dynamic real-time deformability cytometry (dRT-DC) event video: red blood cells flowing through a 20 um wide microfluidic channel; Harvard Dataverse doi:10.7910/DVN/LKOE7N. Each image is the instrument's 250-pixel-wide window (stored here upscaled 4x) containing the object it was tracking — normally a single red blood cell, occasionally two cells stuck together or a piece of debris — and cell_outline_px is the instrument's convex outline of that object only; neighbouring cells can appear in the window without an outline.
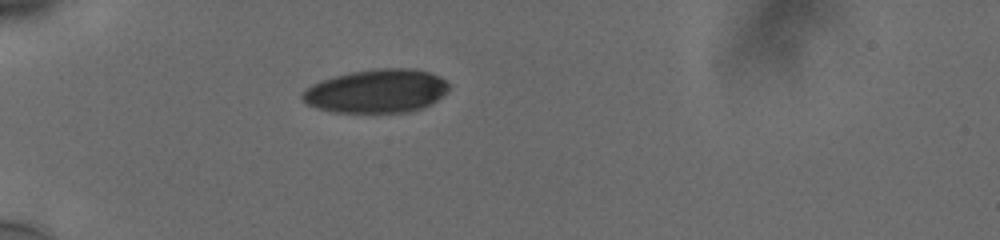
{"species": "human", "species_latin": "Homo sapiens", "temperature_condition": "cold", "stored_images_in_passage": 39, "camera_frame_rate_fps": 3000, "um_per_image_px": 0.085, "donor": {"sex": "male"}, "frame": {"image": 1, "passage_image": 1, "time_ms": 0.0, "image_size_px": [1000, 240], "cell_outline_px": [[448, 92], [432, 104], [424, 108], [408, 112], [332, 112], [308, 104], [300, 96], [300, 92], [304, 88], [312, 84], [332, 76], [352, 72], [376, 68], [412, 68], [428, 72], [440, 76], [448, 84]], "centroid_in_image_um": [32.02, 7.74], "position_along_channel_um": 53.0, "area_um2": 37.4}}
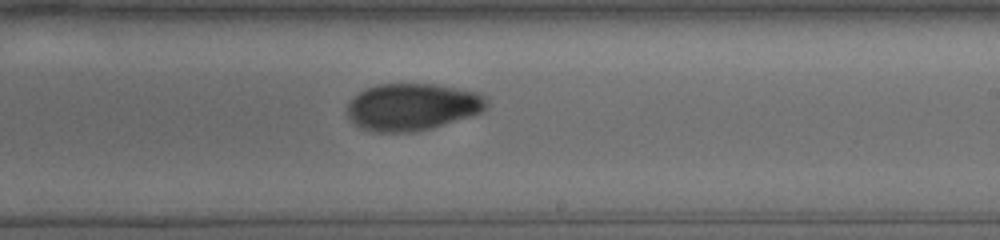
{"frame": {"image": 2, "passage_image": 19, "time_ms": 6.0, "image_size_px": [1000, 240], "cell_outline_px": [[488, 108], [480, 112], [432, 128], [412, 132], [372, 132], [360, 128], [352, 124], [348, 116], [348, 104], [352, 96], [376, 84], [436, 84], [480, 92], [488, 100]], "centroid_in_image_um": [35.03, 9.08], "position_along_channel_um": 254.0, "area_um2": 38.49}}
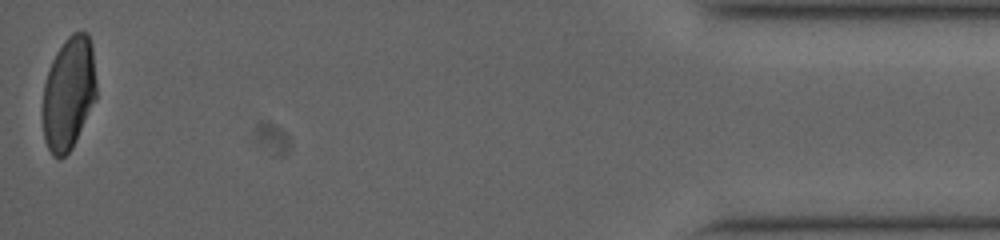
{"frame": {"image": 3, "passage_image": 39, "time_ms": 12.667, "image_size_px": [1000, 240], "cell_outline_px": [[96, 100], [72, 148], [60, 160], [52, 156], [44, 140], [44, 84], [52, 60], [56, 52], [64, 40], [72, 32], [88, 32], [92, 44], [96, 80]], "centroid_in_image_um": [5.86, 7.92], "position_along_channel_um": 429.3, "area_um2": 35.43}, "authors_computed_cell_mechanics": {"area_um2": 37.57, "velocity_mm_per_s": 3.7675, "shape_relaxation_time_tau1_ms": 8.1911, "shape_relaxation_time_tau2_ms": 3.0618, "deformation_change_tau1": 0.18, "deformation_change_tau2": 0.0432}}